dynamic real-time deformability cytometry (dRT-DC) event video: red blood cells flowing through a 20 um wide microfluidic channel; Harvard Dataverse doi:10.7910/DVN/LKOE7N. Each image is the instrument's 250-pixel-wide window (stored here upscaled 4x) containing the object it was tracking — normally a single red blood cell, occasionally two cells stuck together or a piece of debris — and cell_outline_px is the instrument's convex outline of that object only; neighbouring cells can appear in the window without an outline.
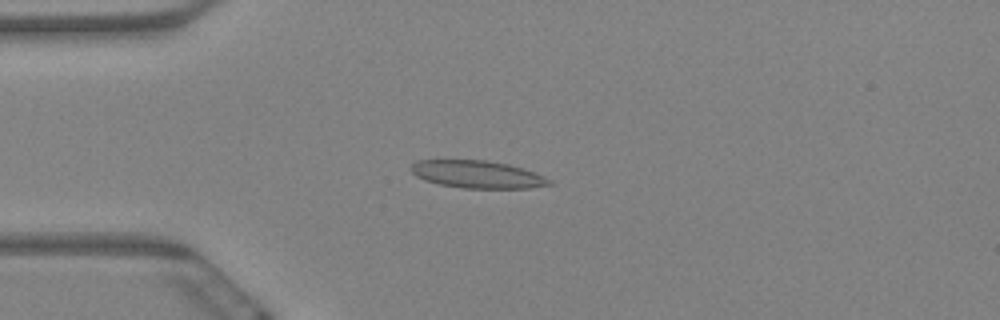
{"species": "Egyptian fruit bat (a non-hibernating species)", "species_latin": "Rousettus aegyptiacus", "temperature_condition": "warm", "stored_images_in_passage": 6, "camera_frame_rate_fps": 3000, "um_per_image_px": 0.085, "animal": {"sex": "female"}, "frame": {"image": 1, "passage_image": 5, "time_ms": 1.333, "image_size_px": [1000, 320], "cell_outline_px": [[552, 184], [528, 188], [460, 188], [440, 184], [424, 180], [416, 176], [412, 172], [412, 164], [416, 160], [488, 160], [508, 164], [544, 176], [552, 180]], "centroid_in_image_um": [40.56, 14.82], "position_along_channel_um": 44.4, "area_um2": 22.02}}